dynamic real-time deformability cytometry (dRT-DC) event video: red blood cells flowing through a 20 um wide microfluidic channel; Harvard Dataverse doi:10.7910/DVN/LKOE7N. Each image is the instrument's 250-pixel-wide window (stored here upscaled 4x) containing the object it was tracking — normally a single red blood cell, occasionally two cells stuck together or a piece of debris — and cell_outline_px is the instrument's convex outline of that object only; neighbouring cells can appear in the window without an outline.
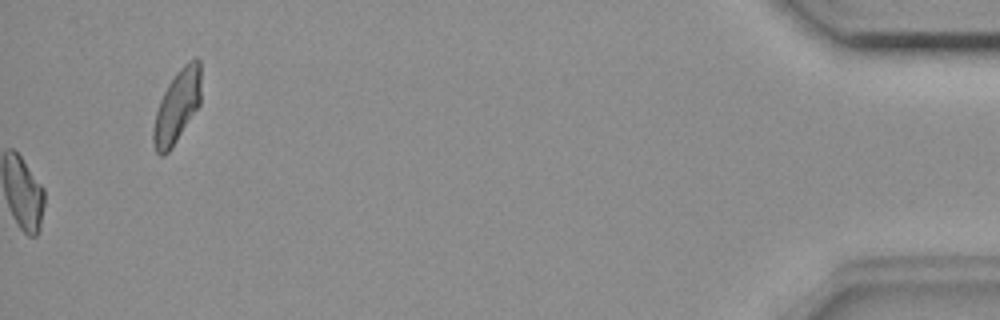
{"species": "common noctule bat (a hibernating species)", "species_latin": "Nyctalus noctula", "temperature_condition": "room temperature", "stored_images_in_passage": 55, "camera_frame_rate_fps": 3000, "um_per_image_px": 0.085, "animal": {"sex": "female", "body_mass_g": 18.4}, "frame": {"image": 1, "passage_image": 55, "time_ms": 18.0, "image_size_px": [1000, 320], "cell_outline_px": [[200, 104], [172, 148], [164, 156], [160, 156], [156, 152], [152, 144], [152, 128], [156, 112], [160, 100], [168, 84], [176, 72], [188, 60], [196, 56], [200, 60]], "centroid_in_image_um": [15.03, 9.05], "position_along_channel_um": 420.2, "area_um2": 20.4}}